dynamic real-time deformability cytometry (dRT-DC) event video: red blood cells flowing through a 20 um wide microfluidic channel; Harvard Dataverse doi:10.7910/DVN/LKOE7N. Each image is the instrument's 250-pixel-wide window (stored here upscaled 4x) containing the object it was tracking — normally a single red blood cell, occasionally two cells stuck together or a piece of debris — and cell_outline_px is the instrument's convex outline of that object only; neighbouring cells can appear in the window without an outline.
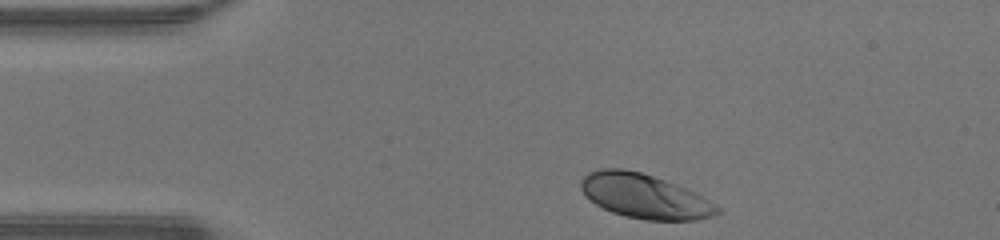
{"species": "human", "species_latin": "Homo sapiens", "temperature_condition": "warm", "stored_images_in_passage": 30, "camera_frame_rate_fps": 3000, "um_per_image_px": 0.085, "donor": {"sex": "male"}, "frame": {"image": 1, "passage_image": 1, "time_ms": 0.0, "image_size_px": [1000, 240], "cell_outline_px": [[720, 212], [712, 216], [696, 220], [644, 220], [624, 216], [612, 212], [596, 204], [584, 196], [580, 188], [580, 180], [588, 172], [600, 168], [624, 168], [640, 172], [664, 180], [696, 192], [716, 204], [720, 208]], "centroid_in_image_um": [54.76, 16.67], "position_along_channel_um": 30.2, "area_um2": 35.43}}
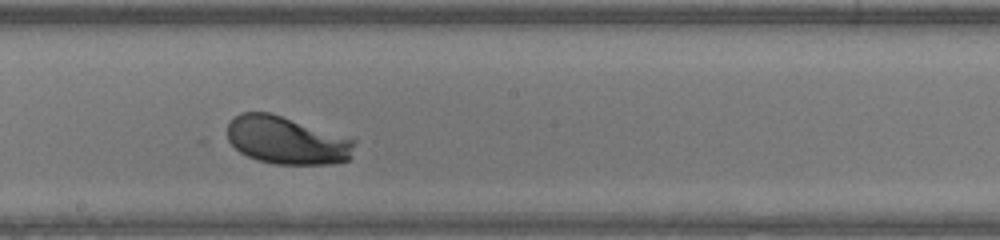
{"frame": {"image": 2, "passage_image": 18, "time_ms": 5.667, "image_size_px": [1000, 240], "cell_outline_px": [[356, 140], [352, 156], [348, 160], [328, 164], [276, 164], [256, 160], [240, 152], [228, 140], [228, 124], [232, 116], [240, 112], [268, 112]], "centroid_in_image_um": [24.34, 11.93], "position_along_channel_um": 223.9, "area_um2": 35.14}}
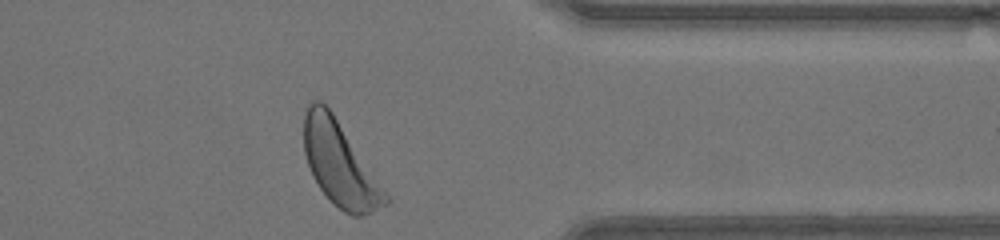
{"frame": {"image": 3, "passage_image": 30, "time_ms": 9.667, "image_size_px": [1000, 240], "cell_outline_px": [[392, 200], [388, 204], [372, 212], [360, 216], [352, 216], [344, 212], [320, 188], [312, 176], [304, 152], [304, 112], [308, 100], [320, 100], [332, 112]], "centroid_in_image_um": [28.88, 13.93], "position_along_channel_um": 382.5, "area_um2": 39.42}, "authors_computed_cell_mechanics": {"area_um2": 36.0672, "velocity_mm_per_s": 4.3153, "shape_relaxation_time_tau1_ms": 2.0674, "shape_relaxation_time_tau2_ms": null, "deformation_change_tau1": 0.1378, "deformation_change_tau2": null}}